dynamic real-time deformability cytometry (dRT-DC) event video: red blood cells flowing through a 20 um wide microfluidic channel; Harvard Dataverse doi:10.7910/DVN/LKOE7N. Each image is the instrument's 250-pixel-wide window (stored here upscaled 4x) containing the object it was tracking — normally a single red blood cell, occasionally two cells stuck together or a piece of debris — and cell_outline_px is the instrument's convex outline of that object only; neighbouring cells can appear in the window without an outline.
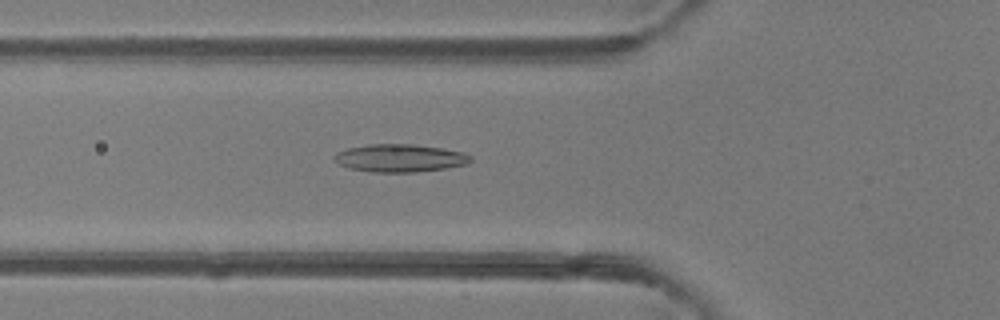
{"species": "common noctule bat (a hibernating species)", "species_latin": "Nyctalus noctula", "temperature_condition": "room temperature", "stored_images_in_passage": 50, "camera_frame_rate_fps": 3000, "um_per_image_px": 0.085, "animal": {"sex": "female"}, "frame": {"image": 1, "passage_image": 18, "time_ms": 5.667, "image_size_px": [1000, 320], "cell_outline_px": [[472, 160], [468, 164], [444, 168], [416, 172], [372, 172], [348, 168], [332, 160], [332, 156], [336, 152], [348, 148], [368, 144], [412, 144], [440, 148], [464, 152], [472, 156]], "centroid_in_image_um": [33.96, 13.43], "position_along_channel_um": 91.8, "area_um2": 22.2}}
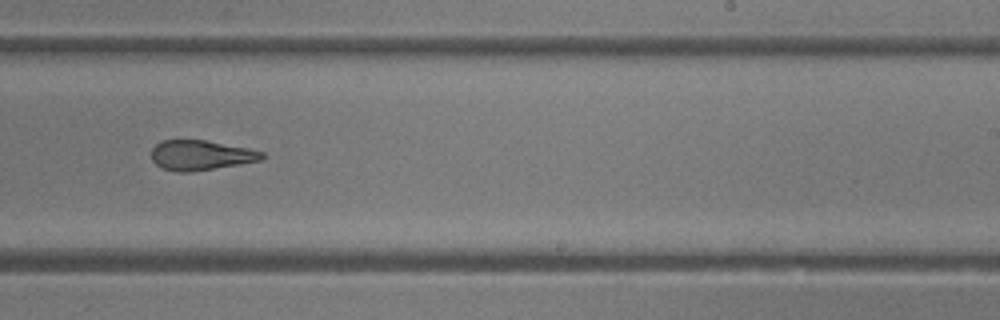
{"frame": {"image": 2, "passage_image": 31, "time_ms": 10.0, "image_size_px": [1000, 320], "cell_outline_px": [[264, 156], [260, 160], [240, 164], [192, 172], [176, 172], [164, 168], [156, 164], [152, 160], [152, 148], [156, 144], [164, 140], [204, 140], [248, 148], [264, 152]], "centroid_in_image_um": [17.06, 13.2], "position_along_channel_um": 271.9, "area_um2": 19.13}}
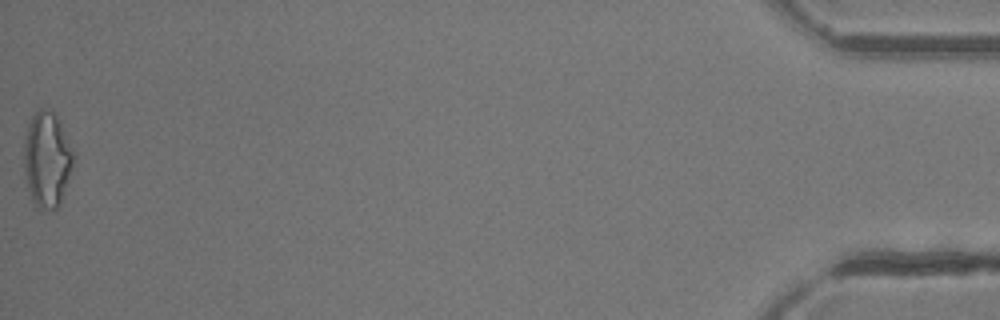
{"frame": {"image": 3, "passage_image": 50, "time_ms": 16.333, "image_size_px": [1000, 320], "cell_outline_px": [[76, 156], [60, 204], [56, 208], [48, 212], [36, 208], [32, 200], [28, 188], [24, 172], [24, 136], [28, 124], [32, 116], [40, 108], [52, 108], [60, 120], [76, 152]], "centroid_in_image_um": [4.02, 13.53], "position_along_channel_um": 431.2, "area_um2": 28.44}, "authors_computed_cell_mechanics": {"area_um2": 21.5883, "velocity_mm_per_s": 4.1462, "shape_relaxation_time_tau1_ms": null, "shape_relaxation_time_tau2_ms": 2.7839, "deformation_change_tau1": null, "deformation_change_tau2": 0.1291}}